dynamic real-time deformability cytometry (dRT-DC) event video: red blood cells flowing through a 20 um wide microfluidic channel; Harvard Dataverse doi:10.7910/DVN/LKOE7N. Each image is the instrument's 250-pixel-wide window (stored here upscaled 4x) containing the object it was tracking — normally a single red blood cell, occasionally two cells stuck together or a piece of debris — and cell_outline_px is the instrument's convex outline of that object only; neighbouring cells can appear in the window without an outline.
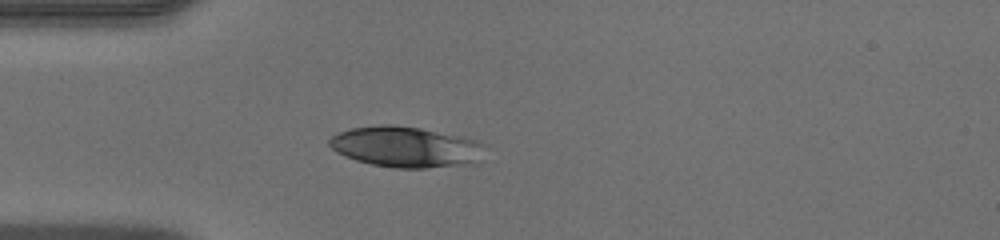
{"species": "human", "species_latin": "Homo sapiens", "temperature_condition": "warm", "stored_images_in_passage": 35, "camera_frame_rate_fps": 3000, "um_per_image_px": 0.085, "donor": {"sex": "male"}, "frame": {"image": 1, "passage_image": 1, "time_ms": 0.0, "image_size_px": [1000, 240], "cell_outline_px": [[488, 144], [476, 160], [472, 164], [424, 168], [396, 168], [372, 164], [356, 160], [336, 152], [328, 144], [328, 140], [332, 136], [340, 132], [352, 128], [380, 124], [392, 124], [420, 128], [464, 136]], "centroid_in_image_um": [34.51, 12.47], "position_along_channel_um": 50.5, "area_um2": 37.05}}
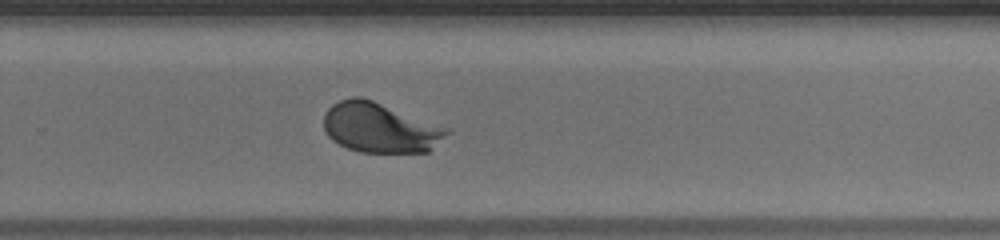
{"frame": {"image": 2, "passage_image": 19, "time_ms": 6.0, "image_size_px": [1000, 240], "cell_outline_px": [[452, 132], [428, 152], [360, 152], [348, 148], [332, 140], [328, 136], [324, 128], [324, 116], [328, 108], [332, 104], [340, 100], [352, 96], [360, 96], [372, 100], [452, 128]], "centroid_in_image_um": [32.35, 10.85], "position_along_channel_um": 297.5, "area_um2": 36.13}}
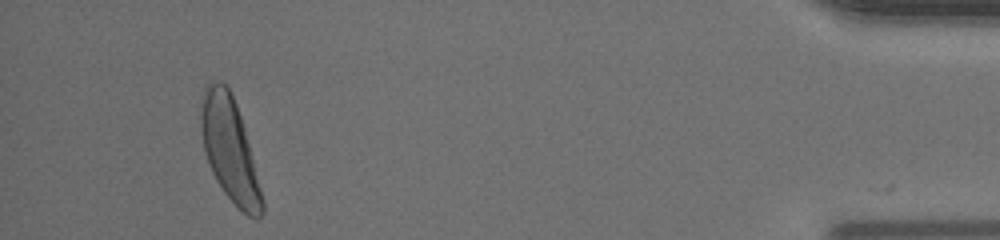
{"frame": {"image": 3, "passage_image": 32, "time_ms": 10.333, "image_size_px": [1000, 240], "cell_outline_px": [[264, 212], [256, 220], [248, 216], [236, 208], [224, 192], [216, 180], [212, 172], [204, 152], [200, 128], [200, 116], [204, 88], [208, 84], [216, 80], [220, 80], [228, 88], [236, 104], [244, 128], [260, 188], [264, 204]], "centroid_in_image_um": [19.5, 12.74], "position_along_channel_um": 415.7, "area_um2": 36.53}}